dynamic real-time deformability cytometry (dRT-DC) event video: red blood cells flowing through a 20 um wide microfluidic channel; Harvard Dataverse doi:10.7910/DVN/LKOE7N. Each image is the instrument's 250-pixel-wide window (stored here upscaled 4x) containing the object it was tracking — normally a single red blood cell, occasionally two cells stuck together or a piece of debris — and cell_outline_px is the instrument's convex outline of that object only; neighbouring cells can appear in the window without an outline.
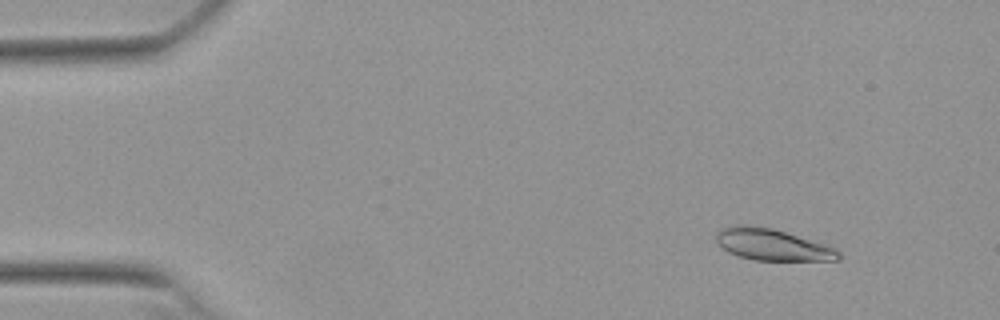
{"species": "Egyptian fruit bat (a non-hibernating species)", "species_latin": "Rousettus aegyptiacus", "temperature_condition": "warm", "stored_images_in_passage": 53, "camera_frame_rate_fps": 3000, "um_per_image_px": 0.085, "animal": {"sex": "female"}, "frame": {"image": 1, "passage_image": 6, "time_ms": 1.667, "image_size_px": [1000, 320], "cell_outline_px": [[840, 260], [756, 260], [740, 256], [728, 252], [716, 240], [716, 232], [724, 228], [740, 224], [744, 224], [772, 228], [824, 244], [836, 248], [840, 252]], "centroid_in_image_um": [65.66, 20.79], "position_along_channel_um": 19.3, "area_um2": 22.14}}
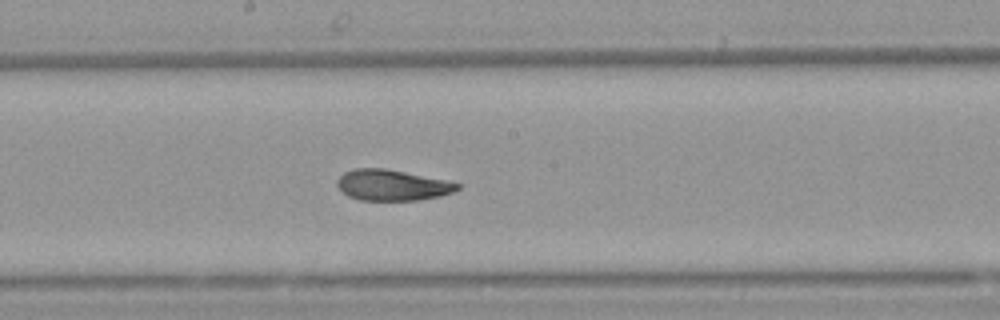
{"frame": {"image": 2, "passage_image": 29, "time_ms": 9.333, "image_size_px": [1000, 320], "cell_outline_px": [[460, 188], [452, 192], [440, 196], [420, 200], [360, 200], [348, 196], [336, 184], [336, 180], [344, 172], [356, 168], [384, 168], [444, 180], [460, 184]], "centroid_in_image_um": [33.31, 15.74], "position_along_channel_um": 214.9, "area_um2": 21.39}}
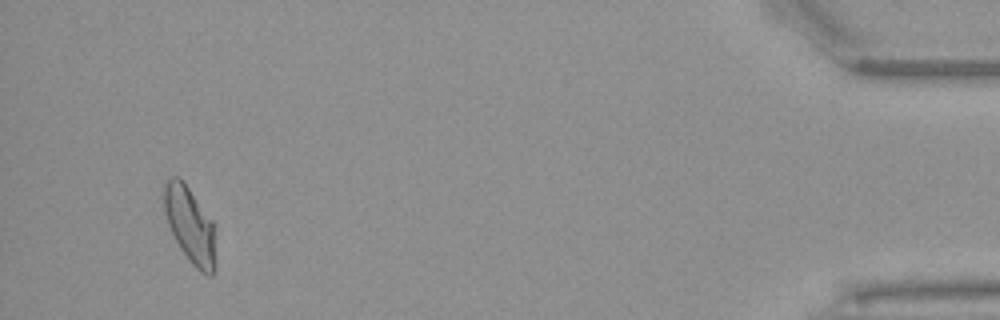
{"frame": {"image": 3, "passage_image": 51, "time_ms": 16.667, "image_size_px": [1000, 320], "cell_outline_px": [[216, 268], [212, 276], [208, 276], [200, 272], [188, 260], [180, 248], [168, 224], [164, 212], [164, 184], [172, 176], [176, 176], [188, 188], [216, 224]], "centroid_in_image_um": [16.22, 19.21], "position_along_channel_um": 419.0, "area_um2": 23.24}, "authors_computed_cell_mechanics": {"area_um2": 22.542, "velocity_mm_per_s": 3.8181, "shape_relaxation_time_tau1_ms": 8.3897, "shape_relaxation_time_tau2_ms": 2.0774, "deformation_change_tau1": 0.2256, "deformation_change_tau2": 0.0792}}